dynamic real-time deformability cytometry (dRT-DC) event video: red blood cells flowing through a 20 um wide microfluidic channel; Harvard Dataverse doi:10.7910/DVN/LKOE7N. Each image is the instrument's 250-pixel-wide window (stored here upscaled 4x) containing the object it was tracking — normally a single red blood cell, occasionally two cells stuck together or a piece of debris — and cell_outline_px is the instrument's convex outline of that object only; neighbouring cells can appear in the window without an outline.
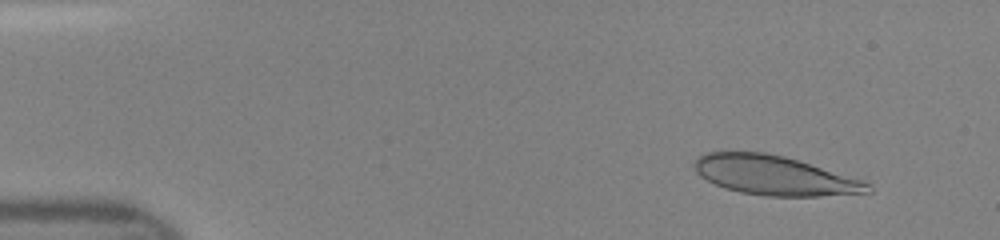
{"species": "human", "species_latin": "Homo sapiens", "temperature_condition": "room temperature", "stored_images_in_passage": 38, "camera_frame_rate_fps": 3000, "um_per_image_px": 0.085, "donor": {"sex": "female"}, "frame": {"image": 1, "passage_image": 3, "time_ms": 0.667, "image_size_px": [1000, 240], "cell_outline_px": [[872, 192], [820, 196], [764, 196], [740, 192], [724, 188], [700, 176], [696, 172], [692, 164], [692, 160], [704, 152], [764, 152], [784, 156], [860, 180], [872, 184]], "centroid_in_image_um": [65.76, 14.91], "position_along_channel_um": 19.2, "area_um2": 39.54}}
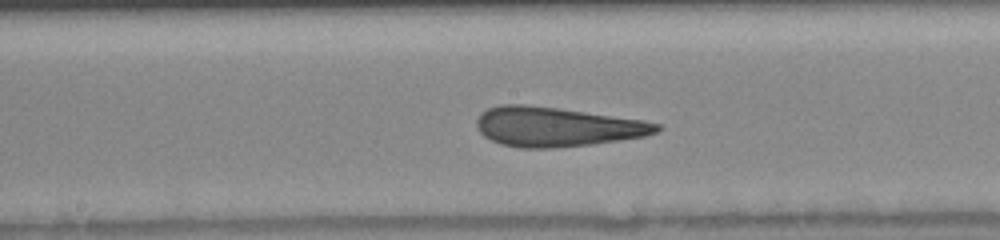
{"frame": {"image": 2, "passage_image": 23, "time_ms": 7.333, "image_size_px": [1000, 240], "cell_outline_px": [[664, 128], [656, 132], [644, 136], [620, 140], [592, 144], [552, 148], [520, 148], [500, 144], [484, 136], [480, 132], [476, 124], [476, 120], [480, 112], [488, 108], [500, 104], [528, 104], [644, 120], [660, 124]], "centroid_in_image_um": [47.3, 10.77], "position_along_channel_um": 200.9, "area_um2": 41.5}}
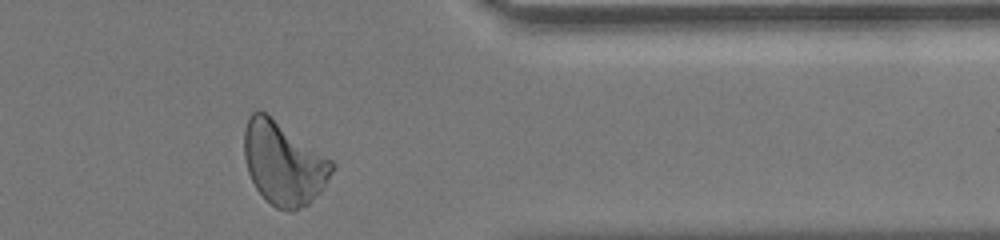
{"frame": {"image": 3, "passage_image": 37, "time_ms": 12.0, "image_size_px": [1000, 240], "cell_outline_px": [[336, 164], [324, 188], [308, 204], [292, 212], [276, 208], [256, 188], [248, 172], [244, 156], [244, 132], [248, 116], [252, 112], [264, 112], [332, 160]], "centroid_in_image_um": [24.1, 13.9], "position_along_channel_um": 387.3, "area_um2": 41.91}}